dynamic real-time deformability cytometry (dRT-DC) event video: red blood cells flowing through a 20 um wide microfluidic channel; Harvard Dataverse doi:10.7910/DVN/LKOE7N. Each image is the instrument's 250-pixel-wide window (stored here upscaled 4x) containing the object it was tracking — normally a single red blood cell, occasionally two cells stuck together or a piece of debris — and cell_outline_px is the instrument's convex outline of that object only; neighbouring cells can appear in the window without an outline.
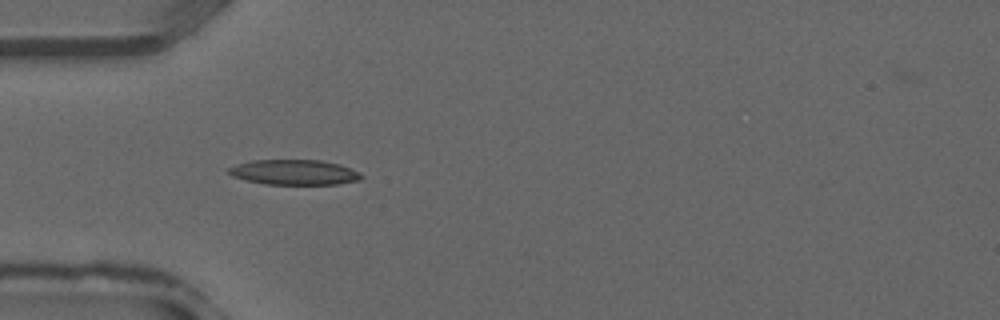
{"species": "common noctule bat (a hibernating species)", "species_latin": "Nyctalus noctula", "temperature_condition": "warm", "stored_images_in_passage": 32, "camera_frame_rate_fps": 3000, "um_per_image_px": 0.085, "animal": {"sex": "male", "forearm_length_mm": 52.5}, "frame": {"image": 1, "passage_image": 7, "time_ms": 2.0, "image_size_px": [1000, 320], "cell_outline_px": [[364, 176], [360, 180], [336, 184], [264, 184], [232, 176], [228, 172], [228, 168], [236, 164], [252, 160], [320, 160], [340, 164], [352, 168], [360, 172]], "centroid_in_image_um": [25.05, 14.63], "position_along_channel_um": 60.0, "area_um2": 19.48}}
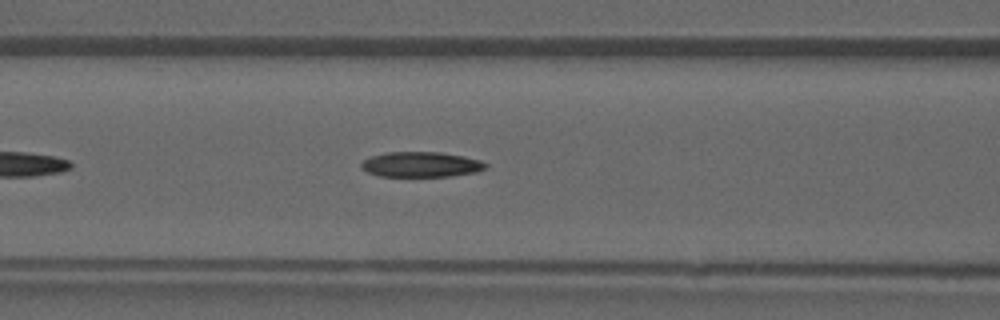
{"frame": {"image": 2, "passage_image": 11, "time_ms": 3.333, "image_size_px": [1000, 320], "cell_outline_px": [[488, 164], [484, 168], [476, 172], [448, 176], [380, 176], [368, 172], [360, 168], [360, 164], [368, 156], [388, 152], [440, 152], [464, 156], [480, 160]], "centroid_in_image_um": [35.75, 13.97], "position_along_channel_um": 130.9, "area_um2": 18.26}}
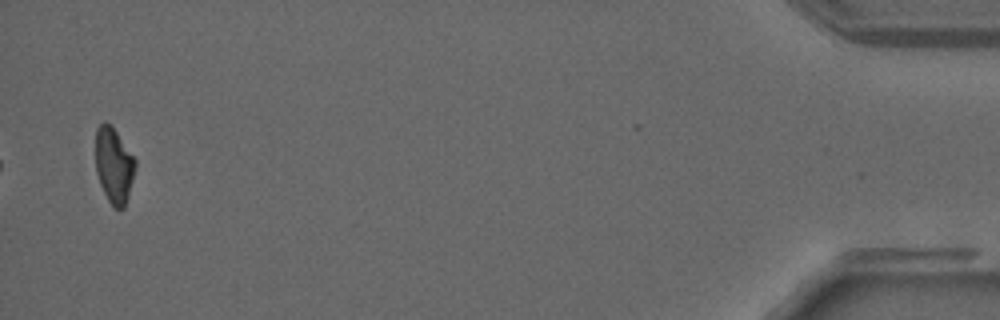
{"frame": {"image": 3, "passage_image": 32, "time_ms": 10.333, "image_size_px": [1000, 320], "cell_outline_px": [[136, 164], [128, 196], [124, 208], [116, 208], [108, 200], [100, 184], [96, 172], [96, 128], [104, 120], [112, 124], [136, 160]], "centroid_in_image_um": [9.67, 13.99], "position_along_channel_um": 425.5, "area_um2": 17.46}}